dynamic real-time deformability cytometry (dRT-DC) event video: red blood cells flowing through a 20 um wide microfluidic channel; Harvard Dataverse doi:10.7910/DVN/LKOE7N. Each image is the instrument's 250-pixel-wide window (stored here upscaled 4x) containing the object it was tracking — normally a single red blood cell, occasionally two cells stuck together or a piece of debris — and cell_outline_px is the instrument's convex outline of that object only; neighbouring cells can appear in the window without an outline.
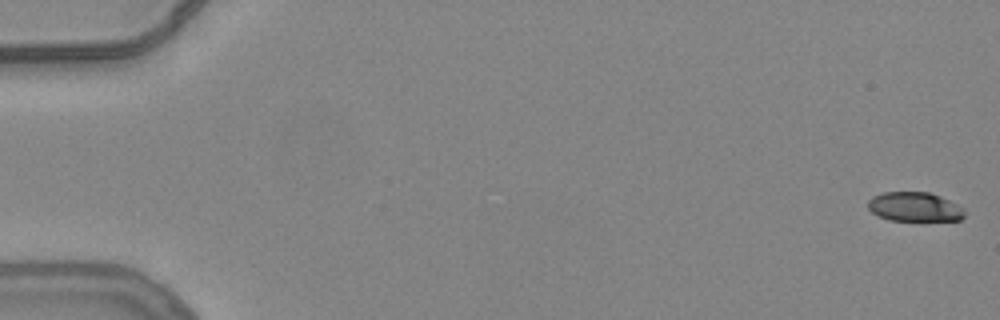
{"species": "common noctule bat (a hibernating species)", "species_latin": "Nyctalus noctula", "temperature_condition": "warm", "stored_images_in_passage": 55, "camera_frame_rate_fps": 3000, "um_per_image_px": 0.085, "animal": {"sex": "female", "body_mass_g": 24.6, "forearm_length_mm": 56.2}, "frame": {"image": 1, "passage_image": 1, "time_ms": 0.0, "image_size_px": [1000, 320], "cell_outline_px": [[964, 216], [960, 220], [888, 220], [872, 212], [868, 208], [868, 200], [872, 196], [884, 192], [928, 192], [940, 196], [964, 208]], "centroid_in_image_um": [77.72, 17.57], "position_along_channel_um": 7.3, "area_um2": 16.36}}
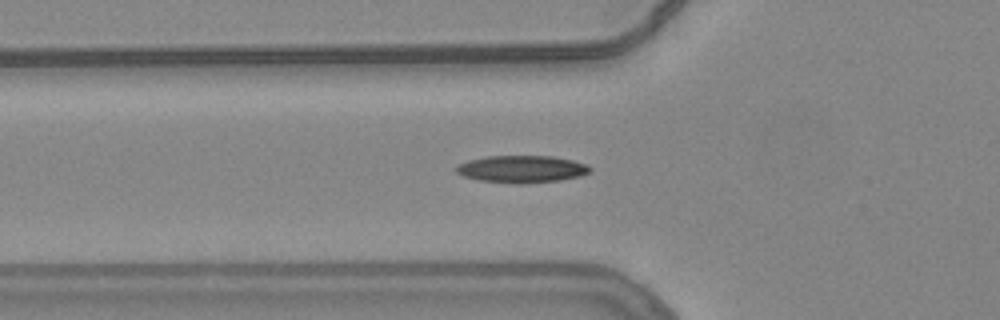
{"frame": {"image": 2, "passage_image": 20, "time_ms": 6.333, "image_size_px": [1000, 320], "cell_outline_px": [[592, 168], [588, 172], [580, 176], [560, 180], [524, 184], [520, 184], [480, 180], [464, 176], [456, 172], [456, 168], [460, 164], [468, 160], [488, 156], [552, 156], [572, 160], [588, 164]], "centroid_in_image_um": [44.38, 14.37], "position_along_channel_um": 81.4, "area_um2": 21.1}}
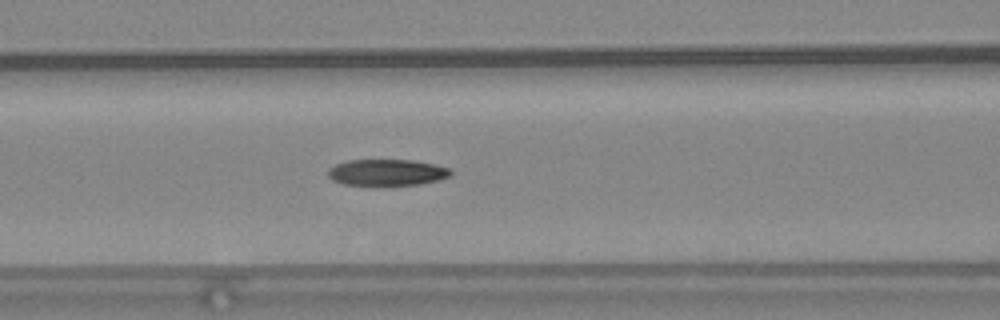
{"frame": {"image": 3, "passage_image": 24, "time_ms": 7.667, "image_size_px": [1000, 320], "cell_outline_px": [[452, 176], [440, 180], [420, 184], [384, 188], [344, 184], [332, 180], [328, 176], [328, 168], [336, 164], [348, 160], [412, 160], [436, 164], [452, 168]], "centroid_in_image_um": [32.93, 14.7], "position_along_channel_um": 133.7, "area_um2": 19.88}, "authors_computed_cell_mechanics": {"area_um2": 19.5364, "velocity_mm_per_s": 3.831, "shape_relaxation_time_tau1_ms": null, "shape_relaxation_time_tau2_ms": 4.3384, "deformation_change_tau1": null, "deformation_change_tau2": 0.111}}